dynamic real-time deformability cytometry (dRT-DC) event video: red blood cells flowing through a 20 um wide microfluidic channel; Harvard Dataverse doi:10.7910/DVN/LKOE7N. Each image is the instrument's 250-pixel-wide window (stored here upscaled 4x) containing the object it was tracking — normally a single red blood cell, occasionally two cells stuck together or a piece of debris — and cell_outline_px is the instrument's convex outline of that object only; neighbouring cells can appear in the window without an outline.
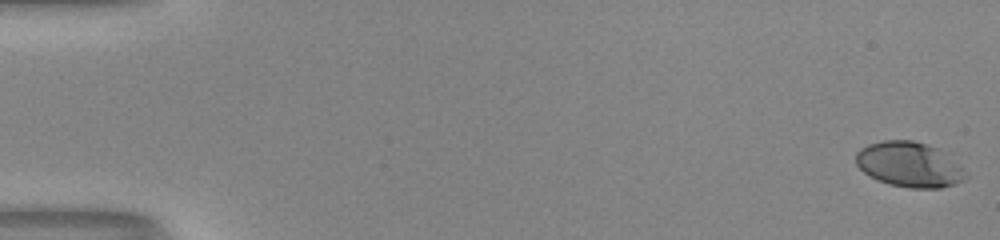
{"species": "human", "species_latin": "Homo sapiens", "temperature_condition": "room temperature", "stored_images_in_passage": 54, "camera_frame_rate_fps": 3000, "um_per_image_px": 0.085, "donor": {"sex": "male"}, "frame": {"image": 1, "passage_image": 1, "time_ms": 0.0, "image_size_px": [1000, 240], "cell_outline_px": [[968, 176], [964, 180], [956, 184], [940, 188], [908, 188], [888, 184], [864, 172], [856, 164], [856, 152], [860, 148], [868, 144], [884, 140], [912, 140], [928, 144], [940, 148]], "centroid_in_image_um": [77.28, 13.98], "position_along_channel_um": 7.7, "area_um2": 28.73}}
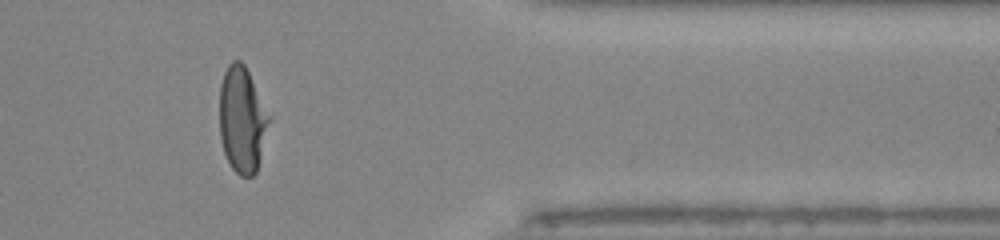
{"frame": {"image": 2, "passage_image": 45, "time_ms": 14.667, "image_size_px": [1000, 240], "cell_outline_px": [[272, 120], [256, 172], [252, 176], [240, 176], [232, 168], [224, 152], [220, 136], [220, 84], [224, 72], [228, 64], [232, 60], [240, 60], [244, 64], [272, 116]], "centroid_in_image_um": [20.62, 10.16], "position_along_channel_um": 390.8, "area_um2": 31.04}}
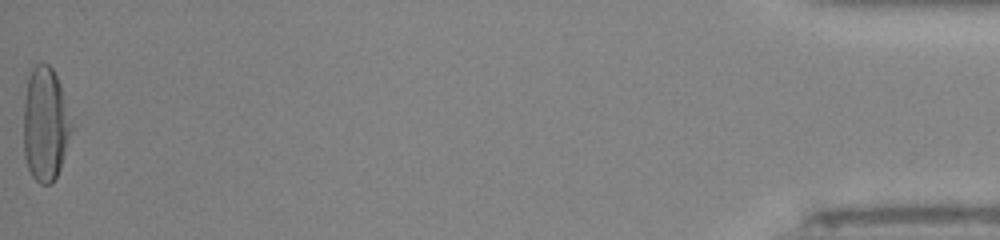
{"frame": {"image": 3, "passage_image": 54, "time_ms": 17.667, "image_size_px": [1000, 240], "cell_outline_px": [[72, 128], [60, 168], [52, 184], [40, 184], [32, 176], [28, 168], [24, 156], [24, 100], [28, 80], [32, 68], [36, 64], [48, 64], [52, 68], [60, 84], [72, 120]], "centroid_in_image_um": [3.85, 10.57], "position_along_channel_um": 431.4, "area_um2": 31.67}, "authors_computed_cell_mechanics": {"area_um2": 30.345, "velocity_mm_per_s": 4.0095, "shape_relaxation_time_tau1_ms": 5.215, "shape_relaxation_time_tau2_ms": 0.6875, "deformation_change_tau1": 0.2305, "deformation_change_tau2": 0.0563}}